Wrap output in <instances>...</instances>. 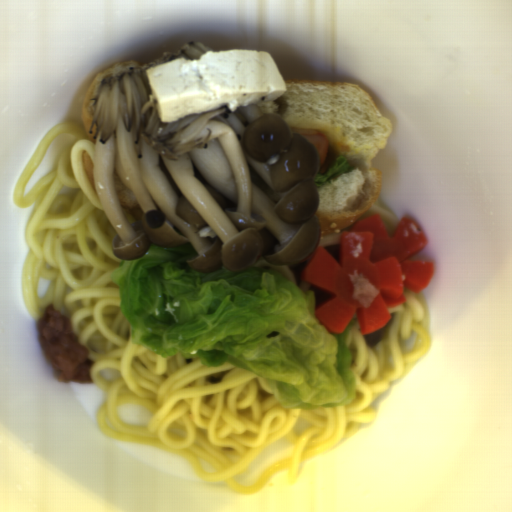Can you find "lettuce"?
I'll list each match as a JSON object with an SVG mask.
<instances>
[{
    "mask_svg": "<svg viewBox=\"0 0 512 512\" xmlns=\"http://www.w3.org/2000/svg\"><path fill=\"white\" fill-rule=\"evenodd\" d=\"M353 165H351L347 158L339 156L332 166L324 171V174L317 173L313 178L314 188L325 186L330 182L336 181L341 175L348 173L353 169Z\"/></svg>",
    "mask_w": 512,
    "mask_h": 512,
    "instance_id": "9fb2a089",
    "label": "lettuce"
}]
</instances>
